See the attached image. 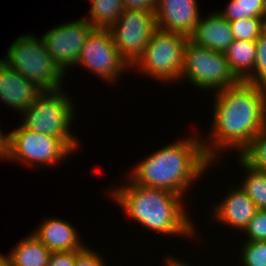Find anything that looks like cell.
Instances as JSON below:
<instances>
[{
  "label": "cell",
  "instance_id": "obj_23",
  "mask_svg": "<svg viewBox=\"0 0 266 266\" xmlns=\"http://www.w3.org/2000/svg\"><path fill=\"white\" fill-rule=\"evenodd\" d=\"M229 23L234 40L256 41L262 35V18H242Z\"/></svg>",
  "mask_w": 266,
  "mask_h": 266
},
{
  "label": "cell",
  "instance_id": "obj_20",
  "mask_svg": "<svg viewBox=\"0 0 266 266\" xmlns=\"http://www.w3.org/2000/svg\"><path fill=\"white\" fill-rule=\"evenodd\" d=\"M220 12L229 22L242 18H263L266 15V0H230L225 10Z\"/></svg>",
  "mask_w": 266,
  "mask_h": 266
},
{
  "label": "cell",
  "instance_id": "obj_22",
  "mask_svg": "<svg viewBox=\"0 0 266 266\" xmlns=\"http://www.w3.org/2000/svg\"><path fill=\"white\" fill-rule=\"evenodd\" d=\"M241 166L247 171L246 180L241 188L254 202L257 209L266 210V172L257 171L246 166L240 159Z\"/></svg>",
  "mask_w": 266,
  "mask_h": 266
},
{
  "label": "cell",
  "instance_id": "obj_25",
  "mask_svg": "<svg viewBox=\"0 0 266 266\" xmlns=\"http://www.w3.org/2000/svg\"><path fill=\"white\" fill-rule=\"evenodd\" d=\"M241 251L244 266H266V241H247Z\"/></svg>",
  "mask_w": 266,
  "mask_h": 266
},
{
  "label": "cell",
  "instance_id": "obj_5",
  "mask_svg": "<svg viewBox=\"0 0 266 266\" xmlns=\"http://www.w3.org/2000/svg\"><path fill=\"white\" fill-rule=\"evenodd\" d=\"M63 89L44 90L24 112L22 125L34 132L64 139L75 151L79 147L70 132L73 104Z\"/></svg>",
  "mask_w": 266,
  "mask_h": 266
},
{
  "label": "cell",
  "instance_id": "obj_2",
  "mask_svg": "<svg viewBox=\"0 0 266 266\" xmlns=\"http://www.w3.org/2000/svg\"><path fill=\"white\" fill-rule=\"evenodd\" d=\"M190 138L148 156L128 175L129 180L136 185L167 190L183 197L193 181L201 178L213 163L205 154L203 141L199 137Z\"/></svg>",
  "mask_w": 266,
  "mask_h": 266
},
{
  "label": "cell",
  "instance_id": "obj_26",
  "mask_svg": "<svg viewBox=\"0 0 266 266\" xmlns=\"http://www.w3.org/2000/svg\"><path fill=\"white\" fill-rule=\"evenodd\" d=\"M244 231L248 237L246 241H266V210L258 209Z\"/></svg>",
  "mask_w": 266,
  "mask_h": 266
},
{
  "label": "cell",
  "instance_id": "obj_9",
  "mask_svg": "<svg viewBox=\"0 0 266 266\" xmlns=\"http://www.w3.org/2000/svg\"><path fill=\"white\" fill-rule=\"evenodd\" d=\"M157 29L154 11L124 10L109 28L120 56L130 67L143 54Z\"/></svg>",
  "mask_w": 266,
  "mask_h": 266
},
{
  "label": "cell",
  "instance_id": "obj_3",
  "mask_svg": "<svg viewBox=\"0 0 266 266\" xmlns=\"http://www.w3.org/2000/svg\"><path fill=\"white\" fill-rule=\"evenodd\" d=\"M120 188V189H119ZM124 211L149 230L161 234H195L192 221L183 208L182 196L170 191L147 188L130 181L109 194Z\"/></svg>",
  "mask_w": 266,
  "mask_h": 266
},
{
  "label": "cell",
  "instance_id": "obj_18",
  "mask_svg": "<svg viewBox=\"0 0 266 266\" xmlns=\"http://www.w3.org/2000/svg\"><path fill=\"white\" fill-rule=\"evenodd\" d=\"M224 53L231 72L239 81H244L253 71L256 41L234 40Z\"/></svg>",
  "mask_w": 266,
  "mask_h": 266
},
{
  "label": "cell",
  "instance_id": "obj_17",
  "mask_svg": "<svg viewBox=\"0 0 266 266\" xmlns=\"http://www.w3.org/2000/svg\"><path fill=\"white\" fill-rule=\"evenodd\" d=\"M51 251L30 233L8 255L12 266H47Z\"/></svg>",
  "mask_w": 266,
  "mask_h": 266
},
{
  "label": "cell",
  "instance_id": "obj_10",
  "mask_svg": "<svg viewBox=\"0 0 266 266\" xmlns=\"http://www.w3.org/2000/svg\"><path fill=\"white\" fill-rule=\"evenodd\" d=\"M76 64L114 82L130 65L120 56L109 29L95 28L86 38Z\"/></svg>",
  "mask_w": 266,
  "mask_h": 266
},
{
  "label": "cell",
  "instance_id": "obj_21",
  "mask_svg": "<svg viewBox=\"0 0 266 266\" xmlns=\"http://www.w3.org/2000/svg\"><path fill=\"white\" fill-rule=\"evenodd\" d=\"M240 152L238 154L239 159L246 166L257 171L266 172V127Z\"/></svg>",
  "mask_w": 266,
  "mask_h": 266
},
{
  "label": "cell",
  "instance_id": "obj_27",
  "mask_svg": "<svg viewBox=\"0 0 266 266\" xmlns=\"http://www.w3.org/2000/svg\"><path fill=\"white\" fill-rule=\"evenodd\" d=\"M83 250H73L67 252H52L47 266H74L76 257Z\"/></svg>",
  "mask_w": 266,
  "mask_h": 266
},
{
  "label": "cell",
  "instance_id": "obj_14",
  "mask_svg": "<svg viewBox=\"0 0 266 266\" xmlns=\"http://www.w3.org/2000/svg\"><path fill=\"white\" fill-rule=\"evenodd\" d=\"M189 40L196 45L224 53L234 41V35L229 21L218 12H212L208 17H200Z\"/></svg>",
  "mask_w": 266,
  "mask_h": 266
},
{
  "label": "cell",
  "instance_id": "obj_33",
  "mask_svg": "<svg viewBox=\"0 0 266 266\" xmlns=\"http://www.w3.org/2000/svg\"><path fill=\"white\" fill-rule=\"evenodd\" d=\"M262 35L266 37V15L262 18Z\"/></svg>",
  "mask_w": 266,
  "mask_h": 266
},
{
  "label": "cell",
  "instance_id": "obj_1",
  "mask_svg": "<svg viewBox=\"0 0 266 266\" xmlns=\"http://www.w3.org/2000/svg\"><path fill=\"white\" fill-rule=\"evenodd\" d=\"M265 127L266 88L239 81L219 90L215 95L210 144L203 143L205 154L215 162L226 148L241 151Z\"/></svg>",
  "mask_w": 266,
  "mask_h": 266
},
{
  "label": "cell",
  "instance_id": "obj_29",
  "mask_svg": "<svg viewBox=\"0 0 266 266\" xmlns=\"http://www.w3.org/2000/svg\"><path fill=\"white\" fill-rule=\"evenodd\" d=\"M158 0H122L124 10L155 11Z\"/></svg>",
  "mask_w": 266,
  "mask_h": 266
},
{
  "label": "cell",
  "instance_id": "obj_32",
  "mask_svg": "<svg viewBox=\"0 0 266 266\" xmlns=\"http://www.w3.org/2000/svg\"><path fill=\"white\" fill-rule=\"evenodd\" d=\"M0 266H9V259L8 255L0 254Z\"/></svg>",
  "mask_w": 266,
  "mask_h": 266
},
{
  "label": "cell",
  "instance_id": "obj_11",
  "mask_svg": "<svg viewBox=\"0 0 266 266\" xmlns=\"http://www.w3.org/2000/svg\"><path fill=\"white\" fill-rule=\"evenodd\" d=\"M95 28L86 20L79 19L56 28L43 34L42 39L46 50L52 59L65 73L66 67L75 65L80 56V50L86 38Z\"/></svg>",
  "mask_w": 266,
  "mask_h": 266
},
{
  "label": "cell",
  "instance_id": "obj_13",
  "mask_svg": "<svg viewBox=\"0 0 266 266\" xmlns=\"http://www.w3.org/2000/svg\"><path fill=\"white\" fill-rule=\"evenodd\" d=\"M43 90L0 59V101L24 112Z\"/></svg>",
  "mask_w": 266,
  "mask_h": 266
},
{
  "label": "cell",
  "instance_id": "obj_19",
  "mask_svg": "<svg viewBox=\"0 0 266 266\" xmlns=\"http://www.w3.org/2000/svg\"><path fill=\"white\" fill-rule=\"evenodd\" d=\"M90 16L86 19L94 28L109 29L122 15V0H89Z\"/></svg>",
  "mask_w": 266,
  "mask_h": 266
},
{
  "label": "cell",
  "instance_id": "obj_8",
  "mask_svg": "<svg viewBox=\"0 0 266 266\" xmlns=\"http://www.w3.org/2000/svg\"><path fill=\"white\" fill-rule=\"evenodd\" d=\"M200 89L216 91L236 85L239 80L231 72L225 53L196 45L188 39L184 47L181 79Z\"/></svg>",
  "mask_w": 266,
  "mask_h": 266
},
{
  "label": "cell",
  "instance_id": "obj_7",
  "mask_svg": "<svg viewBox=\"0 0 266 266\" xmlns=\"http://www.w3.org/2000/svg\"><path fill=\"white\" fill-rule=\"evenodd\" d=\"M74 151L62 138L39 134L20 125L19 128L7 133L4 160H16L33 167L39 163L50 166L62 162Z\"/></svg>",
  "mask_w": 266,
  "mask_h": 266
},
{
  "label": "cell",
  "instance_id": "obj_31",
  "mask_svg": "<svg viewBox=\"0 0 266 266\" xmlns=\"http://www.w3.org/2000/svg\"><path fill=\"white\" fill-rule=\"evenodd\" d=\"M166 259H165V261L167 262V264H166L167 266H189V265H187V263L180 262V260H177L176 258H172V257L169 258V256H168V258H166Z\"/></svg>",
  "mask_w": 266,
  "mask_h": 266
},
{
  "label": "cell",
  "instance_id": "obj_4",
  "mask_svg": "<svg viewBox=\"0 0 266 266\" xmlns=\"http://www.w3.org/2000/svg\"><path fill=\"white\" fill-rule=\"evenodd\" d=\"M35 36L25 34L18 37L2 61L43 91L61 89L65 74L46 50L43 39Z\"/></svg>",
  "mask_w": 266,
  "mask_h": 266
},
{
  "label": "cell",
  "instance_id": "obj_15",
  "mask_svg": "<svg viewBox=\"0 0 266 266\" xmlns=\"http://www.w3.org/2000/svg\"><path fill=\"white\" fill-rule=\"evenodd\" d=\"M233 190L214 207L213 221H221L243 231L258 209L242 188Z\"/></svg>",
  "mask_w": 266,
  "mask_h": 266
},
{
  "label": "cell",
  "instance_id": "obj_24",
  "mask_svg": "<svg viewBox=\"0 0 266 266\" xmlns=\"http://www.w3.org/2000/svg\"><path fill=\"white\" fill-rule=\"evenodd\" d=\"M244 81L266 88V37L264 35L256 40V61L253 71Z\"/></svg>",
  "mask_w": 266,
  "mask_h": 266
},
{
  "label": "cell",
  "instance_id": "obj_30",
  "mask_svg": "<svg viewBox=\"0 0 266 266\" xmlns=\"http://www.w3.org/2000/svg\"><path fill=\"white\" fill-rule=\"evenodd\" d=\"M7 148V135L0 130V158L3 160Z\"/></svg>",
  "mask_w": 266,
  "mask_h": 266
},
{
  "label": "cell",
  "instance_id": "obj_28",
  "mask_svg": "<svg viewBox=\"0 0 266 266\" xmlns=\"http://www.w3.org/2000/svg\"><path fill=\"white\" fill-rule=\"evenodd\" d=\"M102 258L86 247L77 257L74 266H106Z\"/></svg>",
  "mask_w": 266,
  "mask_h": 266
},
{
  "label": "cell",
  "instance_id": "obj_6",
  "mask_svg": "<svg viewBox=\"0 0 266 266\" xmlns=\"http://www.w3.org/2000/svg\"><path fill=\"white\" fill-rule=\"evenodd\" d=\"M188 37L157 28L152 34L143 54L130 68L149 75L159 82L181 79L184 47Z\"/></svg>",
  "mask_w": 266,
  "mask_h": 266
},
{
  "label": "cell",
  "instance_id": "obj_12",
  "mask_svg": "<svg viewBox=\"0 0 266 266\" xmlns=\"http://www.w3.org/2000/svg\"><path fill=\"white\" fill-rule=\"evenodd\" d=\"M197 0H158L157 28L190 37L200 19Z\"/></svg>",
  "mask_w": 266,
  "mask_h": 266
},
{
  "label": "cell",
  "instance_id": "obj_16",
  "mask_svg": "<svg viewBox=\"0 0 266 266\" xmlns=\"http://www.w3.org/2000/svg\"><path fill=\"white\" fill-rule=\"evenodd\" d=\"M32 234L51 252H67L86 248L83 242L80 244L76 228L69 222L58 218L46 219Z\"/></svg>",
  "mask_w": 266,
  "mask_h": 266
}]
</instances>
